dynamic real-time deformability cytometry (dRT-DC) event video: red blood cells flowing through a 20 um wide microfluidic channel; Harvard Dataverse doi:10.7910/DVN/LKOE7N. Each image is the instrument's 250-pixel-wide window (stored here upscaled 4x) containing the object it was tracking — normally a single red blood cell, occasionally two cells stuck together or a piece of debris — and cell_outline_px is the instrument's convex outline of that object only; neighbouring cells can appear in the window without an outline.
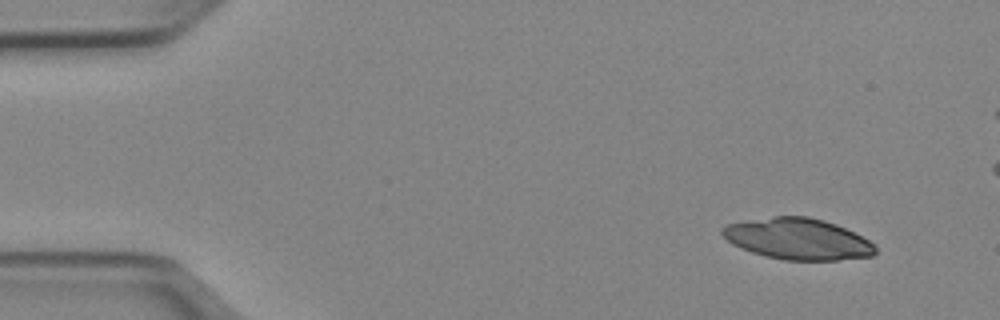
{"species": "Egyptian fruit bat (a non-hibernating species)", "species_latin": "Rousettus aegyptiacus", "temperature_condition": "cold", "stored_images_in_passage": 48, "camera_frame_rate_fps": 3000, "um_per_image_px": 0.085, "animal": {"sex": "female"}, "frame": {"image": 1, "passage_image": 1, "time_ms": 0.0, "image_size_px": [1000, 320], "cell_outline_px": [[876, 252], [872, 256], [836, 260], [784, 260], [764, 256], [740, 248], [732, 244], [720, 232], [720, 228], [728, 224], [772, 216], [808, 216], [824, 220], [836, 224], [876, 244]], "centroid_in_image_um": [67.8, 20.31], "position_along_channel_um": 17.2, "area_um2": 36.7}}